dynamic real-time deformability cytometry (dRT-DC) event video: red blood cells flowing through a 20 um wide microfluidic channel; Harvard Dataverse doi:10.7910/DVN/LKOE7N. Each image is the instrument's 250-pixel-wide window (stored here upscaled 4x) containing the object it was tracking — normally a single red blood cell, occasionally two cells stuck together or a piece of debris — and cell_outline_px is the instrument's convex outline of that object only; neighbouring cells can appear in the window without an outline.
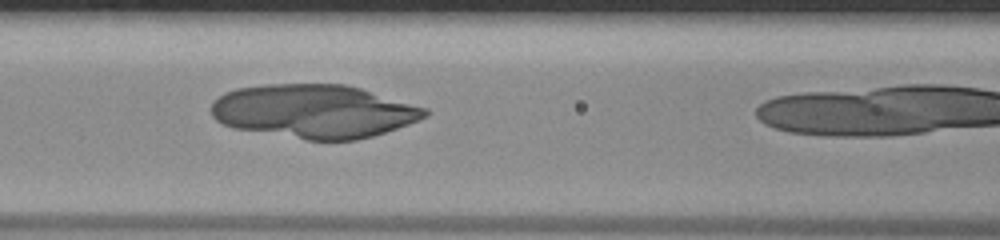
{"species": "human", "species_latin": "Homo sapiens", "temperature_condition": "room temperature", "stored_images_in_passage": 17, "camera_frame_rate_fps": 3000, "um_per_image_px": 0.085, "donor": {"sex": "male"}, "frame": {"image": 1, "passage_image": 16, "time_ms": 5.0, "image_size_px": [1000, 240], "cell_outline_px": [[428, 116], [408, 124], [372, 136], [356, 140], [308, 140], [232, 128], [216, 120], [212, 116], [212, 104], [224, 92], [236, 88], [268, 84], [344, 84], [360, 88], [428, 108]], "centroid_in_image_um": [26.69, 9.46], "position_along_channel_um": 139.9, "area_um2": 66.59}}